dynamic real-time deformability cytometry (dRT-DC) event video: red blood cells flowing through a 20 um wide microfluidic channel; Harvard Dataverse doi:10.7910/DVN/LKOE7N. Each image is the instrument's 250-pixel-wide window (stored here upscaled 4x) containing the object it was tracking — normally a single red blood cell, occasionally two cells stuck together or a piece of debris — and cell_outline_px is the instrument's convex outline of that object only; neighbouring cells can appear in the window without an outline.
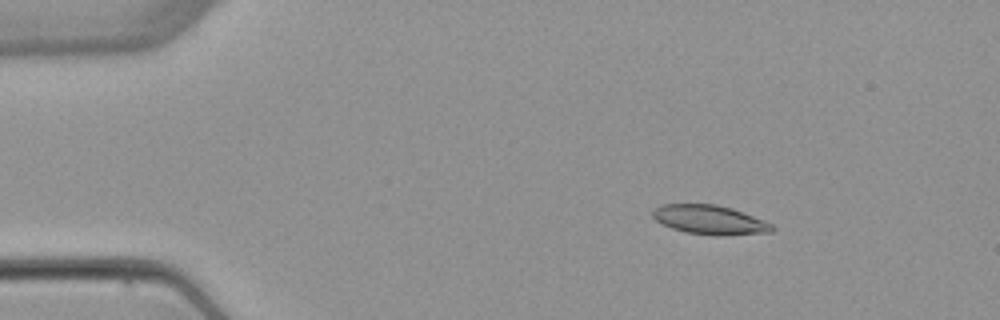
{"species": "common noctule bat (a hibernating species)", "species_latin": "Nyctalus noctula", "temperature_condition": "warm", "stored_images_in_passage": 5, "camera_frame_rate_fps": 3000, "um_per_image_px": 0.085, "animal": {"sex": "female", "body_mass_g": 22.7, "forearm_length_mm": 54.2}, "frame": {"image": 1, "passage_image": 3, "time_ms": 2.333, "image_size_px": [1000, 320], "cell_outline_px": [[776, 228], [772, 232], [724, 236], [712, 236], [688, 232], [672, 228], [656, 220], [652, 216], [652, 208], [660, 204], [716, 204], [732, 208], [744, 212], [764, 220], [772, 224]], "centroid_in_image_um": [60.35, 18.68], "position_along_channel_um": 24.6, "area_um2": 20.58}}
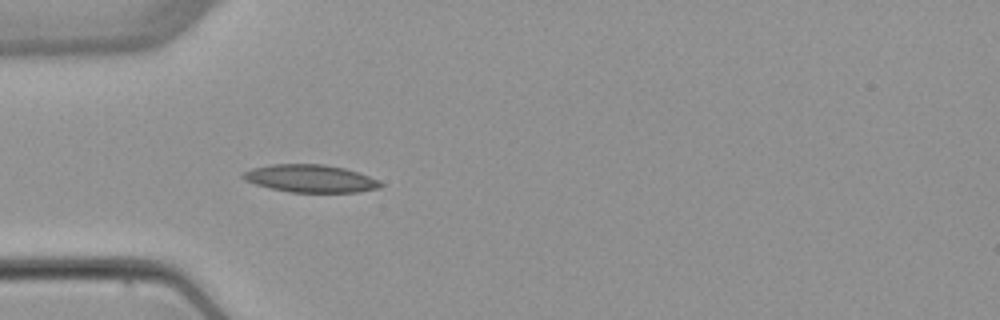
{"frame": {"image": 2, "passage_image": 5, "time_ms": 5.0, "image_size_px": [1000, 320], "cell_outline_px": [[384, 184], [380, 188], [360, 192], [288, 192], [256, 184], [244, 180], [240, 176], [244, 172], [252, 168], [272, 164], [324, 164], [344, 168], [368, 176]], "centroid_in_image_um": [26.37, 15.17], "position_along_channel_um": 58.6, "area_um2": 22.02}}